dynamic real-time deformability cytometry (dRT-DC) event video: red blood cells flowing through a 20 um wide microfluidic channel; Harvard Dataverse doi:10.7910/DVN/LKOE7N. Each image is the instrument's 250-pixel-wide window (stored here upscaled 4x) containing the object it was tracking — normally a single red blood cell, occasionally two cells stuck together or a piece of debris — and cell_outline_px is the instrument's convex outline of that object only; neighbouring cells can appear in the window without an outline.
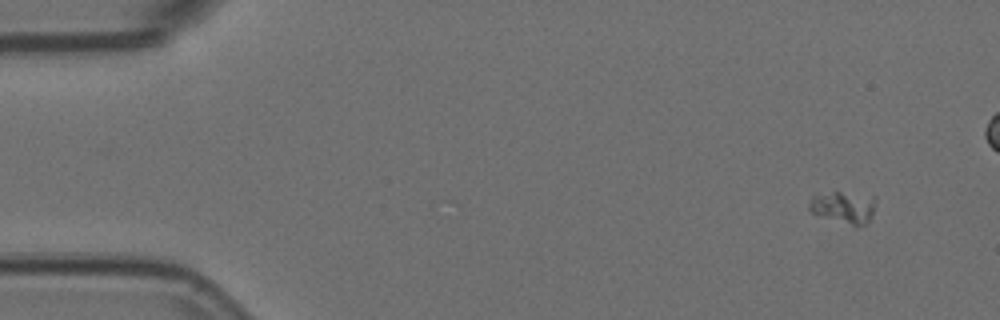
{"species": "Egyptian fruit bat (a non-hibernating species)", "species_latin": "Rousettus aegyptiacus", "temperature_condition": "room temperature", "stored_images_in_passage": 11, "segment_of_instrument_passage": [1, 2], "camera_frame_rate_fps": 3000, "um_per_image_px": 0.085, "animal": {"sex": "female"}, "frame": {"image": 1, "passage_image": 1, "time_ms": 0.0, "image_size_px": [1000, 320], "cell_outline_px": [[876, 200], [872, 216], [868, 224], [852, 224], [816, 216], [808, 212], [808, 204], [812, 196], [832, 188], [876, 196]], "centroid_in_image_um": [71.66, 17.53], "position_along_channel_um": 13.3, "area_um2": 13.29}}
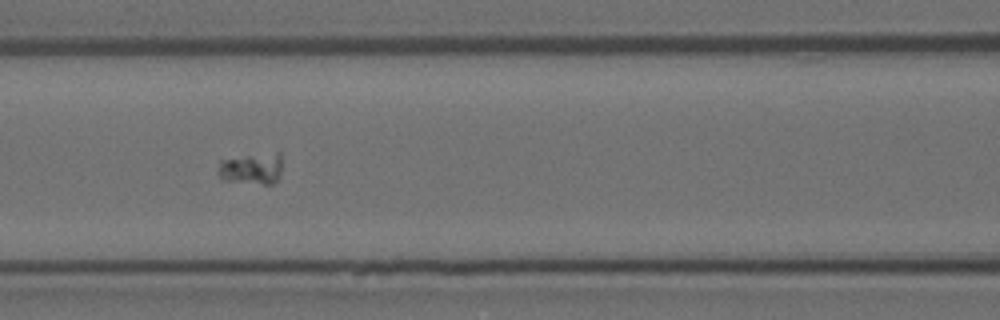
{"frame": {"image": 2, "passage_image": 7, "time_ms": 2.0, "image_size_px": [1000, 320], "cell_outline_px": [[280, 176], [272, 184], [264, 184], [224, 180], [220, 176], [220, 160], [276, 152], [280, 152]], "centroid_in_image_um": [21.43, 14.34], "position_along_channel_um": 145.2, "area_um2": 11.27}}
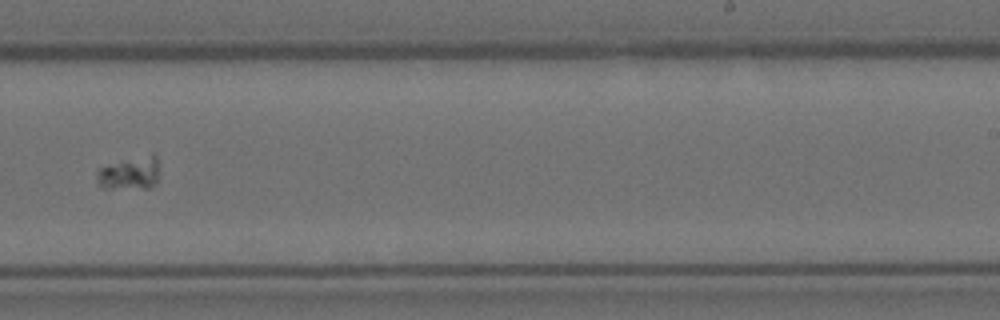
{"frame": {"image": 3, "passage_image": 10, "time_ms": 3.0, "image_size_px": [1000, 320], "cell_outline_px": [[156, 184], [148, 188], [104, 188], [96, 180], [96, 172], [100, 168], [152, 152], [156, 152]], "centroid_in_image_um": [11.03, 14.72], "position_along_channel_um": 278.0, "area_um2": 11.73}}